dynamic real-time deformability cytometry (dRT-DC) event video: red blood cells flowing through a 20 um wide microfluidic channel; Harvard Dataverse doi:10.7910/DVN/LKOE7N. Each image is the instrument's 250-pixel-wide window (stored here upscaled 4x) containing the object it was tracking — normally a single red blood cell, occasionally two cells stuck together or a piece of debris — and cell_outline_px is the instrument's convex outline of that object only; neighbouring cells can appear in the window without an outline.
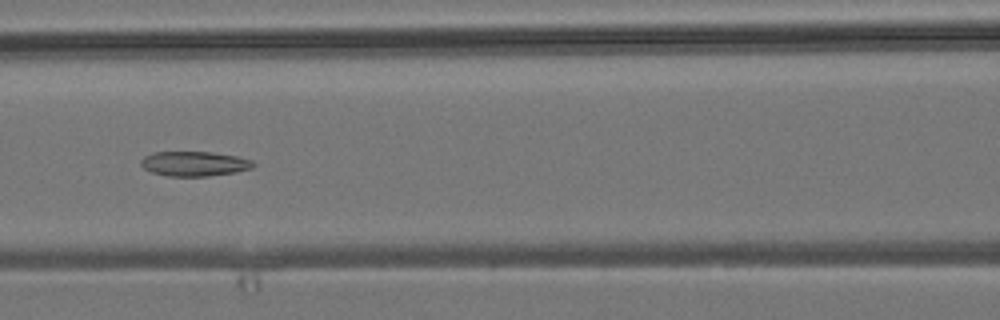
{"species": "common noctule bat (a hibernating species)", "species_latin": "Nyctalus noctula", "temperature_condition": "room temperature", "stored_images_in_passage": 7, "camera_frame_rate_fps": 3000, "um_per_image_px": 0.085, "animal": {"sex": "male", "body_mass_g": 19.2, "forearm_length_mm": 51.8}, "frame": {"image": 1, "passage_image": 7, "time_ms": 6.667, "image_size_px": [1000, 320], "cell_outline_px": [[256, 164], [252, 168], [236, 172], [208, 176], [168, 176], [152, 172], [144, 168], [140, 164], [140, 160], [144, 156], [152, 152], [212, 152], [236, 156], [252, 160]], "centroid_in_image_um": [16.51, 13.91], "position_along_channel_um": 150.1, "area_um2": 16.24}}